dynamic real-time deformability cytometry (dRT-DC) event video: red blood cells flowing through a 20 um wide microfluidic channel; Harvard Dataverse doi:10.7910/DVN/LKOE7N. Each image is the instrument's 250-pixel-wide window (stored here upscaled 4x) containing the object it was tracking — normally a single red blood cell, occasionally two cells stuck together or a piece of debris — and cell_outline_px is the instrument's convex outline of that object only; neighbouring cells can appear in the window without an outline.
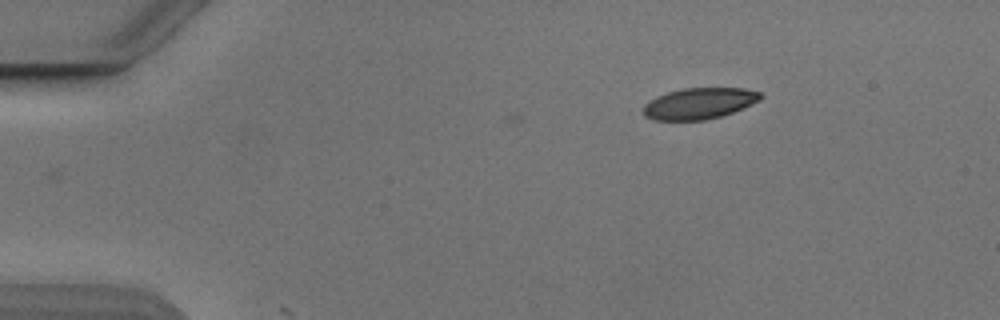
{"species": "Egyptian fruit bat (a non-hibernating species)", "species_latin": "Rousettus aegyptiacus", "temperature_condition": "cold", "stored_images_in_passage": 2, "camera_frame_rate_fps": 3000, "um_per_image_px": 0.085, "animal": {"sex": "male"}, "frame": {"image": 1, "passage_image": 2, "time_ms": 0.333, "image_size_px": [1000, 320], "cell_outline_px": [[764, 96], [760, 100], [732, 112], [720, 116], [704, 120], [652, 120], [644, 116], [644, 104], [648, 100], [656, 96], [668, 92], [684, 88], [744, 88], [760, 92]], "centroid_in_image_um": [59.41, 8.79], "position_along_channel_um": 25.6, "area_um2": 21.27}}